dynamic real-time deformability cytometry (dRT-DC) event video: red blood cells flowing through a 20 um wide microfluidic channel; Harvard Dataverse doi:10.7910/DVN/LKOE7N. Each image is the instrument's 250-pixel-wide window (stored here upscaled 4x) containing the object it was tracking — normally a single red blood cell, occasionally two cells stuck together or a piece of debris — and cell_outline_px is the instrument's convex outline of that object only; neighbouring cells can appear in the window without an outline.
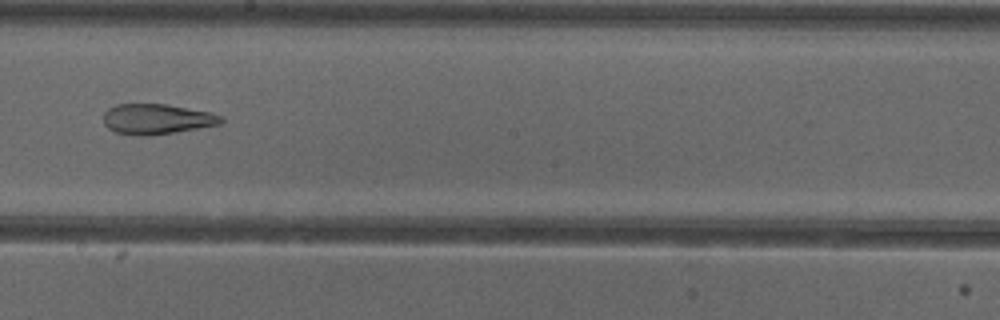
{"species": "common noctule bat (a hibernating species)", "species_latin": "Nyctalus noctula", "temperature_condition": "cold", "stored_images_in_passage": 52, "camera_frame_rate_fps": 3000, "um_per_image_px": 0.085, "animal": {"sex": "female"}, "frame": {"image": 1, "passage_image": 30, "time_ms": 9.667, "image_size_px": [1000, 320], "cell_outline_px": [[224, 120], [220, 124], [176, 132], [144, 136], [136, 136], [116, 132], [108, 128], [104, 124], [104, 112], [108, 108], [116, 104], [164, 104], [212, 112], [220, 116]], "centroid_in_image_um": [13.31, 10.12], "position_along_channel_um": 234.9, "area_um2": 20.75}, "authors_computed_cell_mechanics": {"area_um2": 27.2238, "velocity_mm_per_s": 3.8972, "shape_relaxation_time_tau1_ms": null, "shape_relaxation_time_tau2_ms": 2.801, "deformation_change_tau1": null, "deformation_change_tau2": 0.1204}}